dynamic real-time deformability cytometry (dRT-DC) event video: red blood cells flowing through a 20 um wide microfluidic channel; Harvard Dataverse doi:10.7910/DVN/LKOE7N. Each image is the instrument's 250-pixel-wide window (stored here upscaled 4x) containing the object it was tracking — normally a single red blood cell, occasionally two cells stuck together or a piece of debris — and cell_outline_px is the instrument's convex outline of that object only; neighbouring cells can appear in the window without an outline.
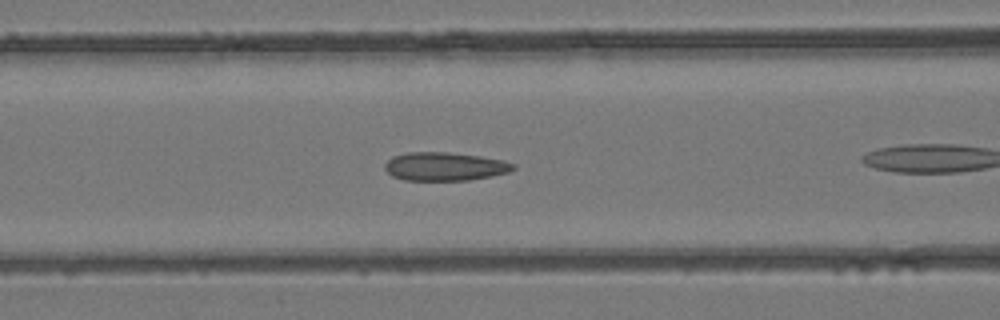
{"species": "common noctule bat (a hibernating species)", "species_latin": "Nyctalus noctula", "temperature_condition": "room temperature", "stored_images_in_passage": 27, "camera_frame_rate_fps": 3000, "um_per_image_px": 0.085, "animal": {"sex": "female", "body_mass_g": 24.6, "forearm_length_mm": 56.2}, "frame": {"image": 1, "passage_image": 5, "time_ms": 1.333, "image_size_px": [1000, 320], "cell_outline_px": [[516, 168], [508, 172], [492, 176], [468, 180], [404, 180], [392, 176], [384, 168], [384, 164], [392, 156], [408, 152], [448, 152], [480, 156], [504, 160], [516, 164]], "centroid_in_image_um": [37.81, 14.14], "position_along_channel_um": 128.8, "area_um2": 21.39}}
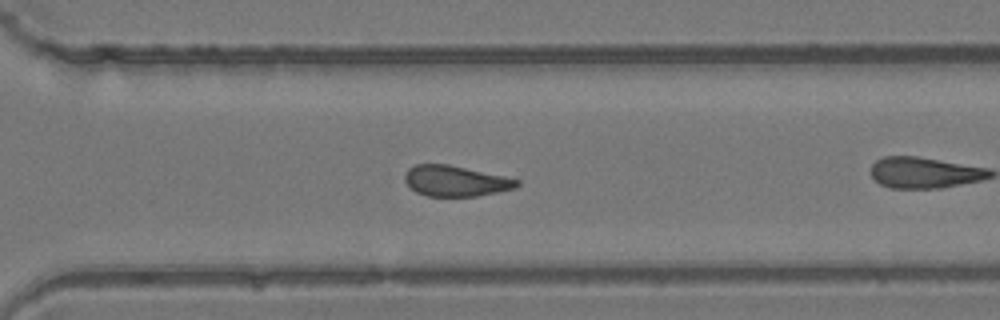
{"frame": {"image": 2, "passage_image": 19, "time_ms": 6.0, "image_size_px": [1000, 320], "cell_outline_px": [[520, 184], [516, 188], [476, 196], [428, 196], [416, 192], [404, 180], [404, 176], [408, 168], [416, 164], [448, 164], [504, 176], [520, 180]], "centroid_in_image_um": [38.72, 15.38], "position_along_channel_um": 331.9, "area_um2": 19.94}}